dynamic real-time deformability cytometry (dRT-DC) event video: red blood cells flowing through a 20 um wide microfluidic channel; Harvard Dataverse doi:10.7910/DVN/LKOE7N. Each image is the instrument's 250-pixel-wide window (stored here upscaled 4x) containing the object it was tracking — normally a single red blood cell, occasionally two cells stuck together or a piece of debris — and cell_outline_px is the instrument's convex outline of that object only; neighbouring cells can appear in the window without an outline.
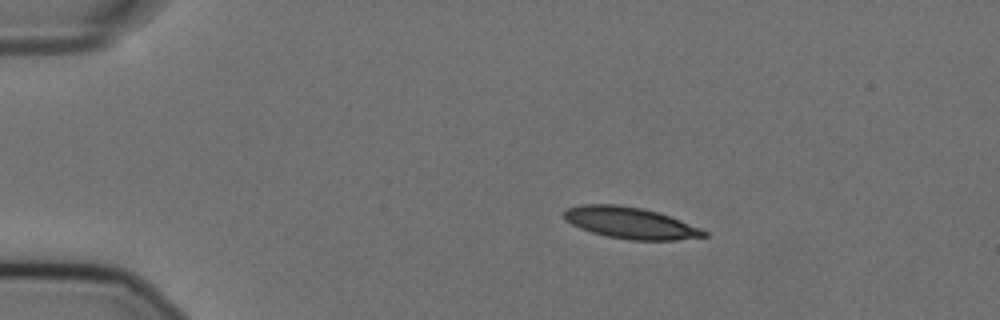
{"species": "Egyptian fruit bat (a non-hibernating species)", "species_latin": "Rousettus aegyptiacus", "temperature_condition": "cold", "stored_images_in_passage": 47, "camera_frame_rate_fps": 3000, "um_per_image_px": 0.085, "animal": {"sex": "female"}, "frame": {"image": 1, "passage_image": 1, "time_ms": 0.0, "image_size_px": [1000, 320], "cell_outline_px": [[708, 236], [676, 240], [628, 240], [608, 236], [592, 232], [580, 228], [564, 220], [564, 212], [568, 208], [580, 204], [616, 204], [644, 208], [680, 220], [700, 228], [708, 232]], "centroid_in_image_um": [53.57, 18.94], "position_along_channel_um": 31.4, "area_um2": 25.55}}
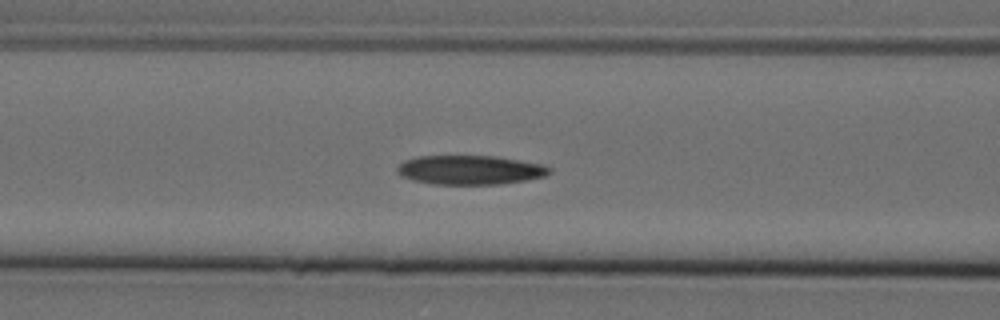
{"frame": {"image": 2, "passage_image": 14, "time_ms": 4.333, "image_size_px": [1000, 320], "cell_outline_px": [[552, 172], [544, 176], [524, 180], [500, 184], [432, 184], [412, 180], [400, 176], [396, 172], [396, 168], [404, 160], [416, 156], [496, 156], [544, 164], [552, 168]], "centroid_in_image_um": [39.94, 14.44], "position_along_channel_um": 126.7, "area_um2": 26.07}}
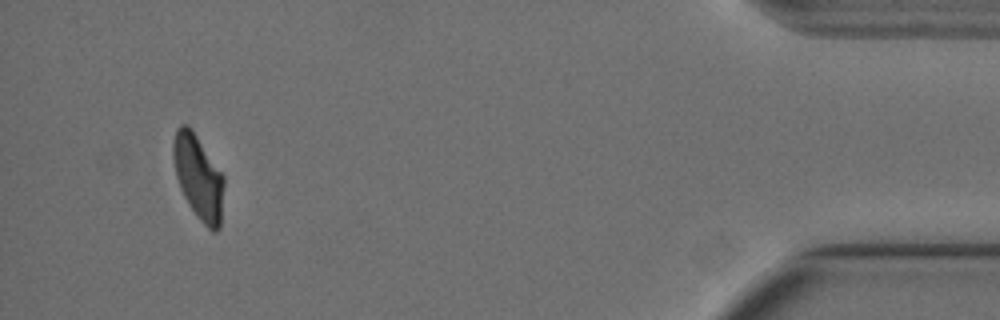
{"frame": {"image": 3, "passage_image": 44, "time_ms": 14.333, "image_size_px": [1000, 320], "cell_outline_px": [[224, 184], [220, 228], [216, 232], [212, 232], [196, 216], [188, 204], [180, 188], [176, 176], [172, 156], [172, 144], [176, 128], [180, 124], [188, 124], [192, 128], [224, 176]], "centroid_in_image_um": [16.85, 15.04], "position_along_channel_um": 418.4, "area_um2": 25.2}, "authors_computed_cell_mechanics": {"area_um2": 26.2412, "velocity_mm_per_s": 3.5681, "shape_relaxation_time_tau1_ms": 6.1562, "shape_relaxation_time_tau2_ms": 5.1942, "deformation_change_tau1": 0.1788, "deformation_change_tau2": 0.1218}}